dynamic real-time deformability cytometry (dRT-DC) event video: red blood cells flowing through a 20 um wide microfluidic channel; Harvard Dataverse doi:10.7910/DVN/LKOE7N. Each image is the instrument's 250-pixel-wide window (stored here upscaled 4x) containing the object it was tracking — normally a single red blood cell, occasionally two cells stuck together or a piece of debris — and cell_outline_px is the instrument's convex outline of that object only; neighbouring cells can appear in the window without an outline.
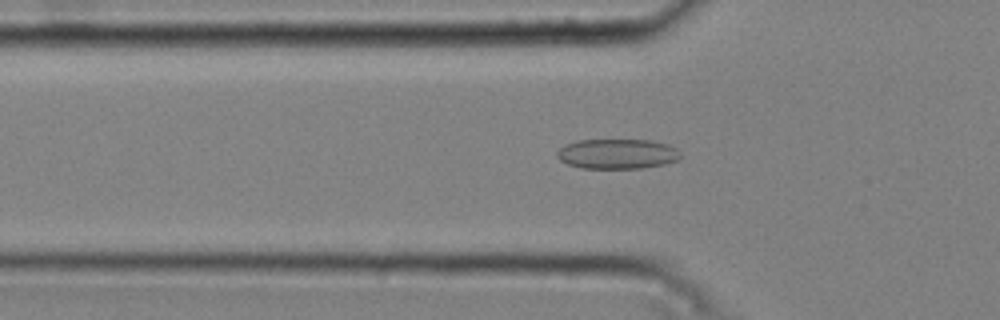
{"species": "common noctule bat (a hibernating species)", "species_latin": "Nyctalus noctula", "temperature_condition": "cold", "stored_images_in_passage": 50, "camera_frame_rate_fps": 3000, "um_per_image_px": 0.085, "animal": {"sex": "male", "body_mass_g": 20.4}, "frame": {"image": 1, "passage_image": 17, "time_ms": 5.333, "image_size_px": [1000, 320], "cell_outline_px": [[680, 156], [676, 160], [664, 164], [640, 168], [580, 168], [568, 164], [560, 160], [556, 156], [556, 152], [564, 144], [576, 140], [648, 140], [668, 144], [676, 148], [680, 152]], "centroid_in_image_um": [52.42, 13.07], "position_along_channel_um": 73.4, "area_um2": 21.56}}
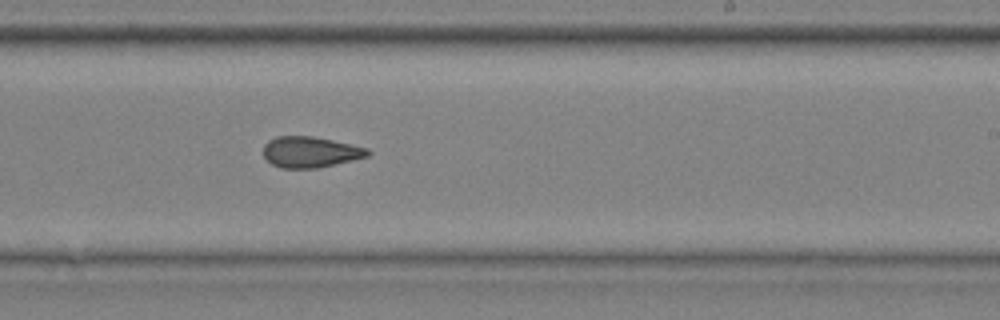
{"frame": {"image": 2, "passage_image": 32, "time_ms": 10.333, "image_size_px": [1000, 320], "cell_outline_px": [[372, 152], [368, 156], [320, 168], [280, 168], [272, 164], [264, 156], [264, 144], [268, 140], [276, 136], [312, 136], [332, 140], [368, 148]], "centroid_in_image_um": [26.38, 12.92], "position_along_channel_um": 262.6, "area_um2": 18.84}}
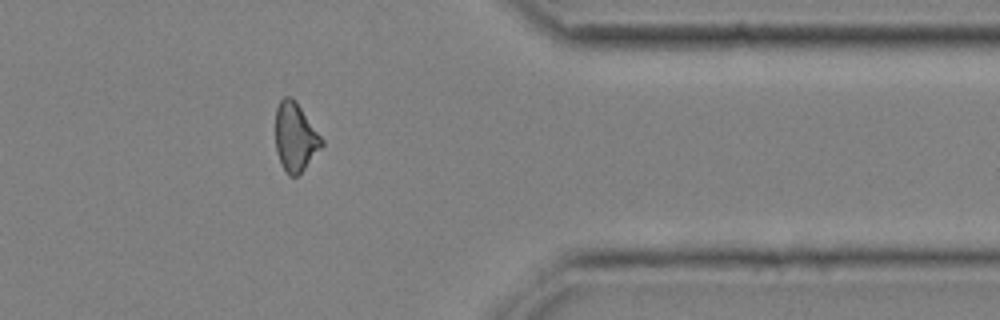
{"frame": {"image": 3, "passage_image": 43, "time_ms": 14.0, "image_size_px": [1000, 320], "cell_outline_px": [[324, 144], [304, 168], [296, 176], [288, 176], [276, 152], [276, 108], [280, 100], [284, 96], [292, 96], [296, 100], [324, 140]], "centroid_in_image_um": [25.1, 11.61], "position_along_channel_um": 386.3, "area_um2": 18.38}, "authors_computed_cell_mechanics": {"area_um2": 19.5364, "velocity_mm_per_s": 3.7806, "shape_relaxation_time_tau1_ms": 6.9734, "shape_relaxation_time_tau2_ms": 3.5963, "deformation_change_tau1": 0.1212, "deformation_change_tau2": 0.1159}}